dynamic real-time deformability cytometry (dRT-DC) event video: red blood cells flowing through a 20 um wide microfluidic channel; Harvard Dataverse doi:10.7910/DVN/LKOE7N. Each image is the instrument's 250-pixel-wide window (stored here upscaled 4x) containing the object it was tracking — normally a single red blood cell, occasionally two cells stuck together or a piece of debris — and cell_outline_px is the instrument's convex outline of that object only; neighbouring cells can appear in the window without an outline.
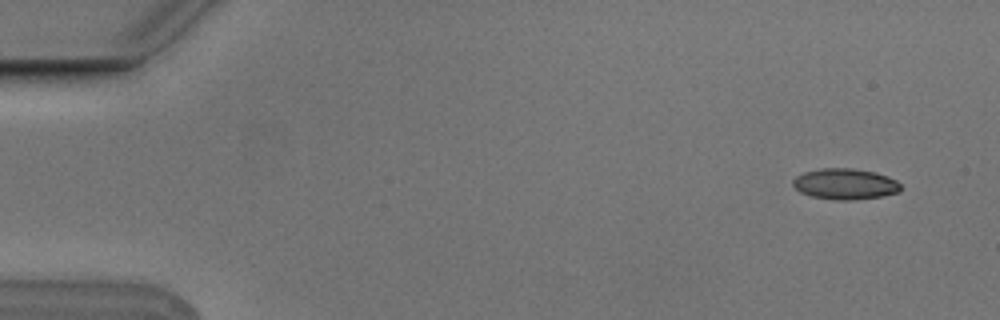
{"species": "Egyptian fruit bat (a non-hibernating species)", "species_latin": "Rousettus aegyptiacus", "temperature_condition": "cold", "stored_images_in_passage": 6, "camera_frame_rate_fps": 3000, "um_per_image_px": 0.085, "animal": {"sex": "male"}, "frame": {"image": 1, "passage_image": 1, "time_ms": 0.0, "image_size_px": [1000, 320], "cell_outline_px": [[900, 192], [884, 196], [852, 200], [836, 200], [812, 196], [800, 192], [792, 184], [792, 180], [796, 176], [804, 172], [820, 168], [852, 168], [876, 172], [888, 176], [896, 180], [900, 184]], "centroid_in_image_um": [71.85, 15.63], "position_along_channel_um": 13.2, "area_um2": 19.54}}
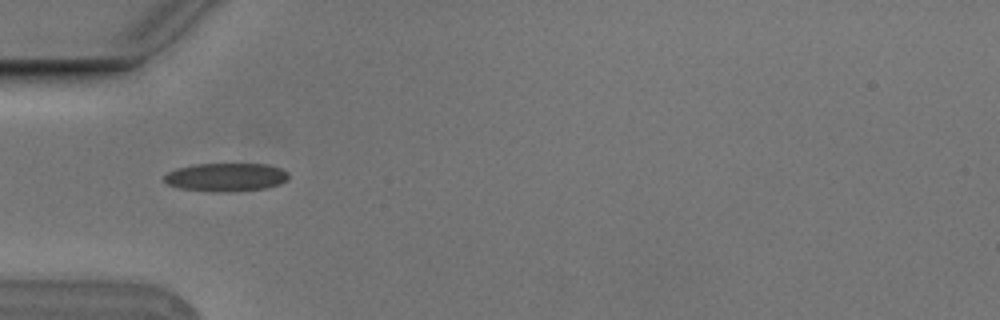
{"frame": {"image": 2, "passage_image": 5, "time_ms": 1.333, "image_size_px": [1000, 320], "cell_outline_px": [[288, 180], [280, 184], [264, 188], [232, 192], [216, 192], [180, 188], [168, 184], [164, 180], [164, 176], [168, 172], [176, 168], [196, 164], [268, 164], [280, 168], [288, 172]], "centroid_in_image_um": [19.22, 15.06], "position_along_channel_um": 65.8, "area_um2": 20.58}}